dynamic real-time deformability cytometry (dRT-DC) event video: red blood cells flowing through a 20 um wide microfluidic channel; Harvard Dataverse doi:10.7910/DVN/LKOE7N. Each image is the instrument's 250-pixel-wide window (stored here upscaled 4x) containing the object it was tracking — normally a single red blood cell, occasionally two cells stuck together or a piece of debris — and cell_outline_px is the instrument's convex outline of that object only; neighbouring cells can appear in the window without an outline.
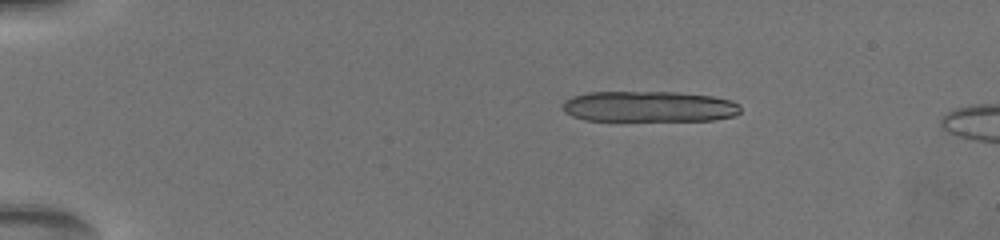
{"species": "common noctule bat (a hibernating species)", "species_latin": "Nyctalus noctula", "temperature_condition": "warm", "stored_images_in_passage": 16, "camera_frame_rate_fps": 3000, "um_per_image_px": 0.085, "animal": {"sex": "female", "body_mass_g": 19.5, "forearm_length_mm": 54.1}, "frame": {"image": 1, "passage_image": 9, "time_ms": 3.333, "image_size_px": [1000, 240], "cell_outline_px": [[740, 112], [736, 116], [712, 120], [584, 120], [572, 116], [564, 112], [560, 104], [564, 100], [572, 96], [592, 92], [676, 92], [712, 96], [732, 100], [740, 104]], "centroid_in_image_um": [55.16, 9.05], "position_along_channel_um": 29.8, "area_um2": 32.14}}